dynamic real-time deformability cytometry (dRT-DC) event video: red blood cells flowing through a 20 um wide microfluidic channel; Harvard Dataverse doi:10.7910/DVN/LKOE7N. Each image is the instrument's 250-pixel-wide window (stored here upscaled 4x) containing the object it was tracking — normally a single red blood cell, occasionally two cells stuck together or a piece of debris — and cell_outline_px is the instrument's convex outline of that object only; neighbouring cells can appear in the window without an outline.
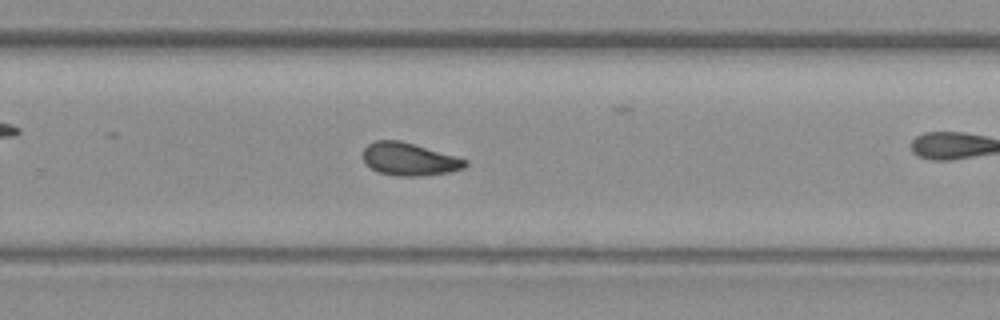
{"species": "common noctule bat (a hibernating species)", "species_latin": "Nyctalus noctula", "temperature_condition": "warm", "stored_images_in_passage": 52, "camera_frame_rate_fps": 3000, "um_per_image_px": 0.085, "animal": {"sex": "female", "body_mass_g": 19.3, "forearm_length_mm": 54.1}, "frame": {"image": 1, "passage_image": 30, "time_ms": 9.667, "image_size_px": [1000, 320], "cell_outline_px": [[468, 164], [464, 168], [452, 172], [424, 176], [396, 176], [380, 172], [364, 164], [360, 156], [364, 148], [368, 144], [376, 140], [400, 140], [468, 160]], "centroid_in_image_um": [34.75, 13.54], "position_along_channel_um": 295.0, "area_um2": 19.71}}